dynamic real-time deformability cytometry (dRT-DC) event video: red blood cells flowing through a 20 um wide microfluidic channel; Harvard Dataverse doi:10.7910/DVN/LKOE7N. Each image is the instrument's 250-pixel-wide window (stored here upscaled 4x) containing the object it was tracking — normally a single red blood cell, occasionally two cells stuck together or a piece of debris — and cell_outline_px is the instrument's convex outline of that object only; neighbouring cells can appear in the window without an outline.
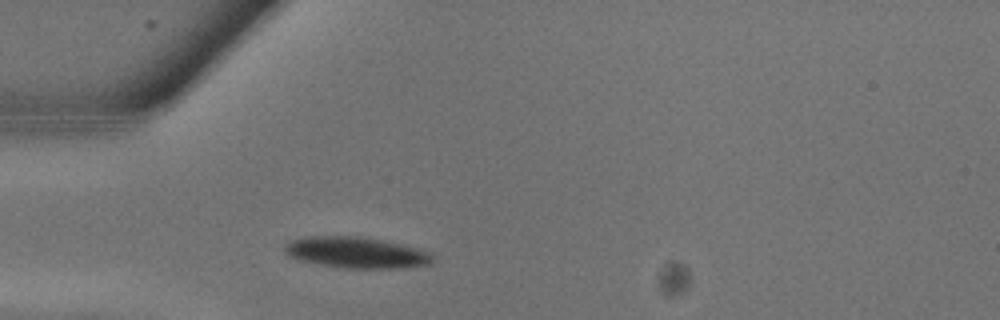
{"species": "common noctule bat (a hibernating species)", "species_latin": "Nyctalus noctula", "temperature_condition": "warm", "stored_images_in_passage": 5, "camera_frame_rate_fps": 3000, "um_per_image_px": 0.085, "animal": {"sex": "male", "body_mass_g": 13.3}, "frame": {"image": 1, "passage_image": 3, "time_ms": 0.667, "image_size_px": [1000, 320], "cell_outline_px": [[432, 260], [428, 264], [408, 268], [348, 268], [320, 264], [300, 260], [288, 256], [284, 252], [284, 244], [292, 240], [304, 236], [360, 236], [384, 240], [432, 252]], "centroid_in_image_um": [30.26, 21.46], "position_along_channel_um": 54.7, "area_um2": 26.88}}
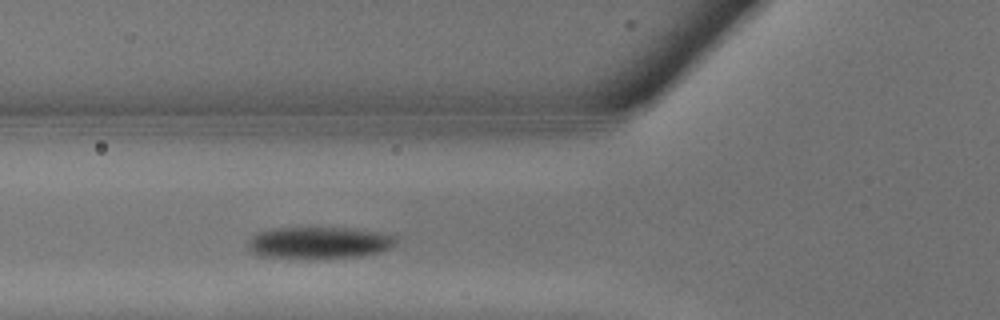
{"frame": {"image": 2, "passage_image": 5, "time_ms": 1.333, "image_size_px": [1000, 320], "cell_outline_px": [[396, 244], [380, 252], [364, 256], [308, 260], [260, 256], [252, 252], [248, 248], [248, 240], [256, 232], [272, 228], [356, 228], [384, 232], [392, 236], [396, 240]], "centroid_in_image_um": [27.1, 20.65], "position_along_channel_um": 98.7, "area_um2": 28.26}}